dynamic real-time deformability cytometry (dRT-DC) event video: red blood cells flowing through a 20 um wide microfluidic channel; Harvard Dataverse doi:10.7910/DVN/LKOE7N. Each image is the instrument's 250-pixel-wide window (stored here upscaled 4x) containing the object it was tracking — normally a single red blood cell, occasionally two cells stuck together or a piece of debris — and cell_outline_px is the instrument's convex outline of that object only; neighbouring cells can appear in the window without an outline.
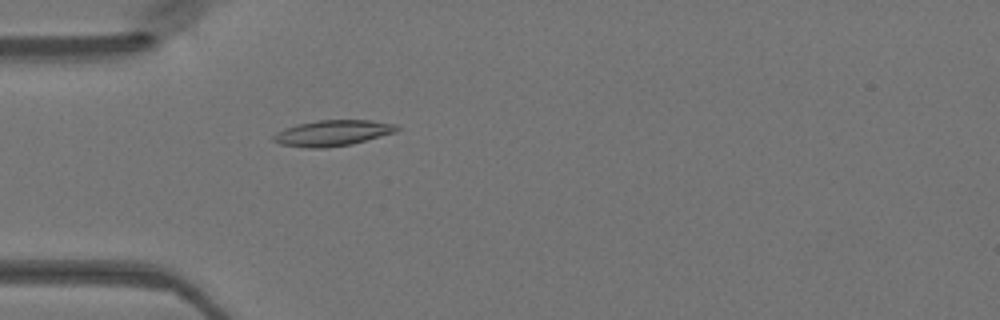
{"species": "Egyptian fruit bat (a non-hibernating species)", "species_latin": "Rousettus aegyptiacus", "temperature_condition": "warm", "stored_images_in_passage": 49, "camera_frame_rate_fps": 3000, "um_per_image_px": 0.085, "animal": {"sex": "female"}, "frame": {"image": 1, "passage_image": 15, "time_ms": 4.667, "image_size_px": [1000, 320], "cell_outline_px": [[400, 128], [396, 132], [352, 144], [324, 148], [308, 148], [280, 144], [272, 140], [272, 136], [276, 132], [284, 128], [296, 124], [320, 120], [372, 120], [396, 124]], "centroid_in_image_um": [28.26, 11.3], "position_along_channel_um": 56.7, "area_um2": 18.67}}
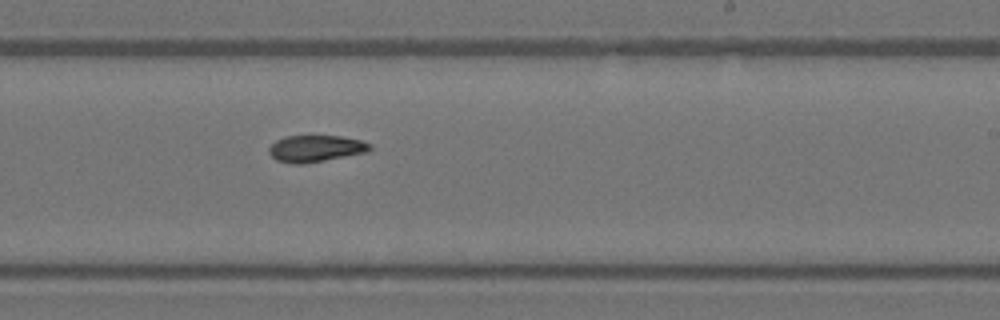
{"frame": {"image": 2, "passage_image": 30, "time_ms": 9.667, "image_size_px": [1000, 320], "cell_outline_px": [[372, 148], [368, 152], [304, 164], [292, 164], [276, 160], [268, 152], [268, 148], [276, 140], [284, 136], [340, 136], [360, 140], [372, 144]], "centroid_in_image_um": [26.83, 12.63], "position_along_channel_um": 262.2, "area_um2": 15.78}}
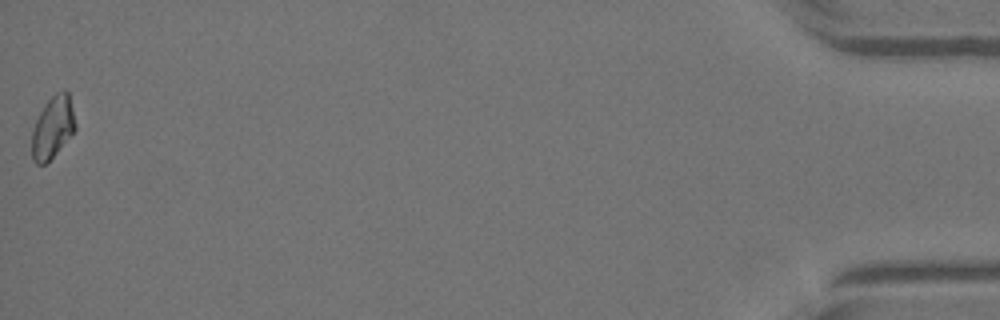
{"frame": {"image": 3, "passage_image": 49, "time_ms": 16.0, "image_size_px": [1000, 320], "cell_outline_px": [[76, 128], [56, 152], [44, 164], [36, 164], [32, 156], [32, 128], [44, 104], [56, 92], [64, 88], [68, 92], [76, 124]], "centroid_in_image_um": [4.47, 10.78], "position_along_channel_um": 430.7, "area_um2": 15.43}}